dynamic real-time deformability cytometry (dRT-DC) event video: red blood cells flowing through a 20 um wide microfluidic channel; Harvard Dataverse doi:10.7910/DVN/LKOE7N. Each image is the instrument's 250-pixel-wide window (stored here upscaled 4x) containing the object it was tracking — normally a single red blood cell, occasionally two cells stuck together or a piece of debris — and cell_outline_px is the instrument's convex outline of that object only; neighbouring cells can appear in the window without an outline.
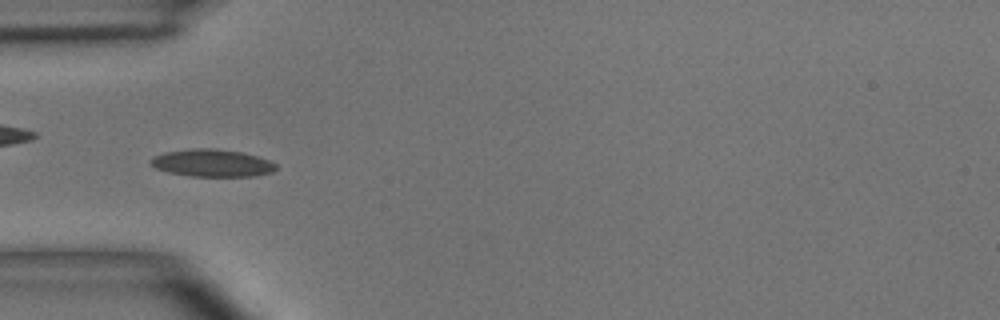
{"species": "common noctule bat (a hibernating species)", "species_latin": "Nyctalus noctula", "temperature_condition": "room temperature", "stored_images_in_passage": 8, "camera_frame_rate_fps": 3000, "um_per_image_px": 0.085, "animal": {"sex": "male", "body_mass_g": 15.6}, "frame": {"image": 1, "passage_image": 5, "time_ms": 4.667, "image_size_px": [1000, 320], "cell_outline_px": [[276, 168], [272, 172], [252, 176], [192, 176], [168, 172], [156, 168], [148, 160], [152, 156], [164, 152], [192, 148], [216, 148], [244, 152], [268, 160], [276, 164]], "centroid_in_image_um": [18.0, 13.84], "position_along_channel_um": 67.0, "area_um2": 20.06}}
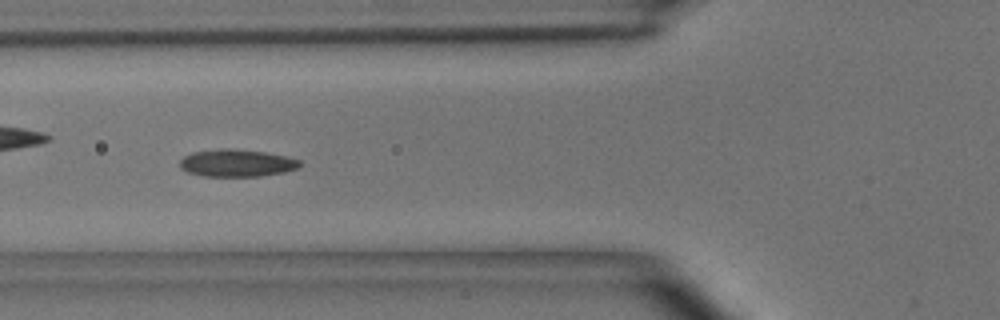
{"frame": {"image": 2, "passage_image": 6, "time_ms": 5.667, "image_size_px": [1000, 320], "cell_outline_px": [[300, 168], [284, 172], [260, 176], [204, 176], [188, 172], [180, 168], [180, 160], [184, 156], [192, 152], [224, 148], [232, 148], [264, 152], [284, 156], [300, 160]], "centroid_in_image_um": [20.12, 13.86], "position_along_channel_um": 105.7, "area_um2": 19.07}}
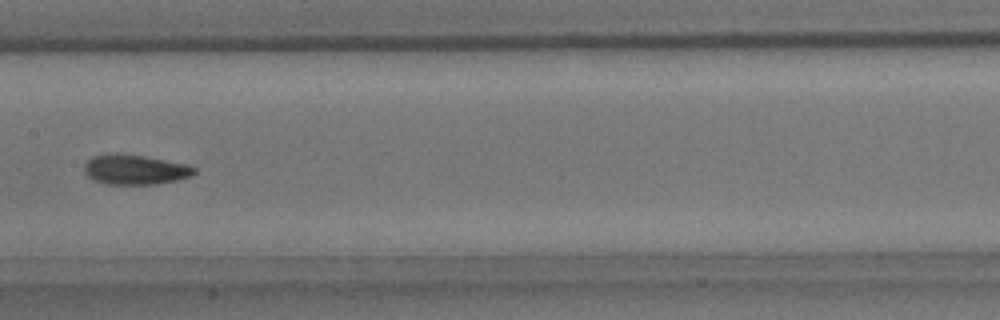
{"frame": {"image": 3, "passage_image": 8, "time_ms": 8.0, "image_size_px": [1000, 320], "cell_outline_px": [[196, 172], [192, 176], [176, 180], [156, 184], [108, 184], [92, 180], [84, 172], [84, 164], [92, 156], [144, 156], [188, 164], [196, 168]], "centroid_in_image_um": [11.53, 14.45], "position_along_channel_um": 195.9, "area_um2": 18.61}}